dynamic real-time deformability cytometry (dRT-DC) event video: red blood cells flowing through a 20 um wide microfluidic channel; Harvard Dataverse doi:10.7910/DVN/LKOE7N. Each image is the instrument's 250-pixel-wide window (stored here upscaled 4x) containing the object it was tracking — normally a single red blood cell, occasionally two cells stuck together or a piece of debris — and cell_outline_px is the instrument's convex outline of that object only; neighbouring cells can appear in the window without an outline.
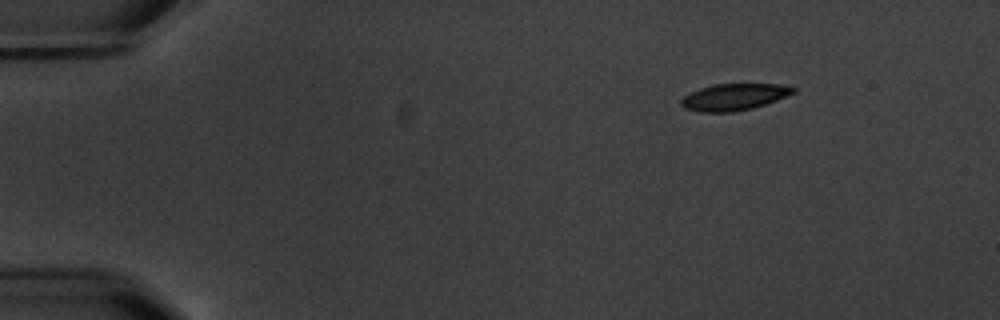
{"species": "common noctule bat (a hibernating species)", "species_latin": "Nyctalus noctula", "temperature_condition": "warm", "stored_images_in_passage": 5, "camera_frame_rate_fps": 3000, "um_per_image_px": 0.085, "animal": {"sex": "male", "body_mass_g": 20.1, "forearm_length_mm": 53.5}, "frame": {"image": 1, "passage_image": 1, "time_ms": 0.0, "image_size_px": [1000, 320], "cell_outline_px": [[796, 92], [776, 100], [752, 108], [732, 112], [700, 112], [684, 108], [680, 104], [680, 100], [684, 96], [700, 88], [712, 84], [776, 84], [796, 88]], "centroid_in_image_um": [62.36, 8.24], "position_along_channel_um": 22.6, "area_um2": 17.28}}